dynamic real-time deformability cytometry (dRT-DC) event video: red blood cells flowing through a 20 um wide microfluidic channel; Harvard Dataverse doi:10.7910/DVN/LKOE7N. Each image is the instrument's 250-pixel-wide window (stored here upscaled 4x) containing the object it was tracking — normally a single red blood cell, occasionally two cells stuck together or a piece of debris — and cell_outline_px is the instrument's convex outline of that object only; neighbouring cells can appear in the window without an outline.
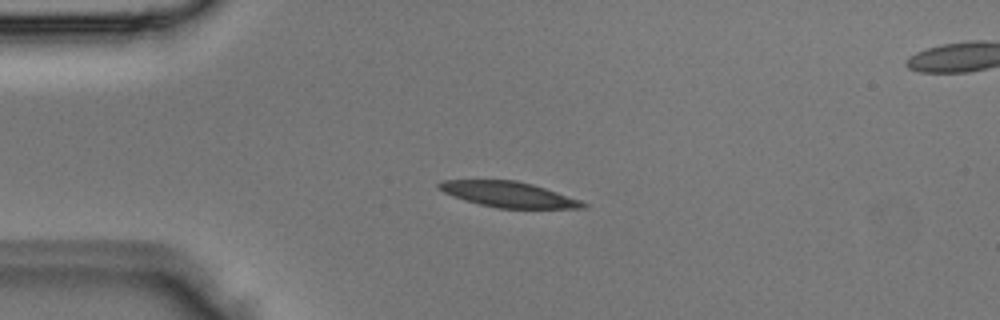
{"species": "Egyptian fruit bat (a non-hibernating species)", "species_latin": "Rousettus aegyptiacus", "temperature_condition": "room temperature", "stored_images_in_passage": 2, "camera_frame_rate_fps": 3000, "um_per_image_px": 0.085, "animal": {"sex": "male"}, "frame": {"image": 1, "passage_image": 1, "time_ms": 0.0, "image_size_px": [1000, 320], "cell_outline_px": [[588, 208], [496, 208], [464, 200], [444, 192], [436, 184], [444, 180], [516, 180], [532, 184], [580, 200], [588, 204]], "centroid_in_image_um": [43.23, 16.53], "position_along_channel_um": 41.8, "area_um2": 21.15}}